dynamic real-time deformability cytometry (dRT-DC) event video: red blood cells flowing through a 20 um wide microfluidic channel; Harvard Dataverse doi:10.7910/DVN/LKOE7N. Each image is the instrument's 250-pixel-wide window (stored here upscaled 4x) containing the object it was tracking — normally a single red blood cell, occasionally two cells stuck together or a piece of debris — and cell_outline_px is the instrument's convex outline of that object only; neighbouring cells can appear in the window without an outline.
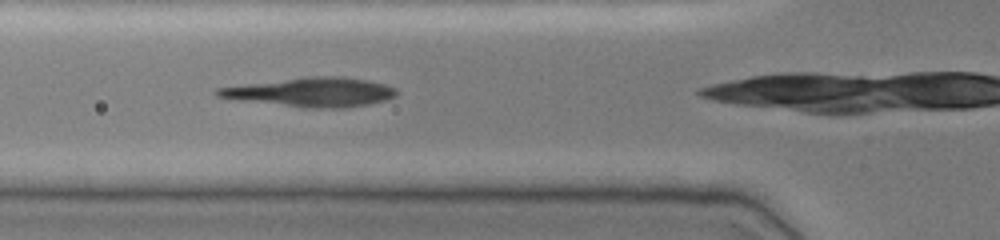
{"species": "common noctule bat (a hibernating species)", "species_latin": "Nyctalus noctula", "temperature_condition": "cold", "stored_images_in_passage": 30, "camera_frame_rate_fps": 3000, "um_per_image_px": 0.085, "animal": {"sex": "female", "body_mass_g": 19.0, "forearm_length_mm": 51.5}, "frame": {"image": 1, "passage_image": 11, "time_ms": 3.333, "image_size_px": [1000, 240], "cell_outline_px": [[396, 96], [388, 100], [368, 104], [344, 108], [304, 108], [236, 100], [216, 96], [212, 92], [216, 88], [308, 76], [344, 76], [368, 80], [384, 84], [396, 88]], "centroid_in_image_um": [26.46, 7.84], "position_along_channel_um": 99.3, "area_um2": 30.63}}
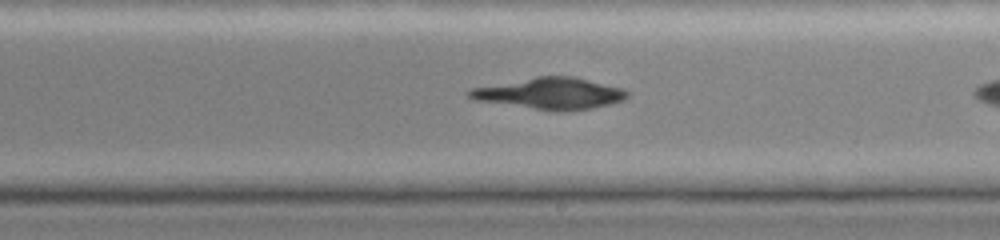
{"frame": {"image": 2, "passage_image": 22, "time_ms": 7.0, "image_size_px": [1000, 240], "cell_outline_px": [[628, 96], [624, 100], [592, 108], [536, 108], [476, 100], [468, 96], [464, 92], [472, 88], [536, 76], [572, 76], [624, 88], [628, 92]], "centroid_in_image_um": [46.77, 7.89], "position_along_channel_um": 242.2, "area_um2": 27.74}}
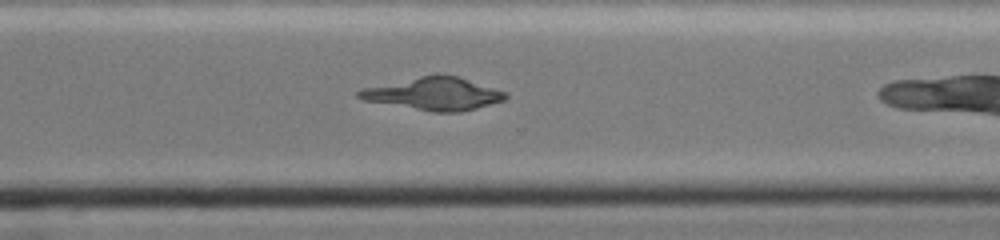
{"frame": {"image": 3, "passage_image": 29, "time_ms": 9.333, "image_size_px": [1000, 240], "cell_outline_px": [[508, 96], [504, 100], [476, 108], [460, 112], [432, 112], [364, 100], [356, 96], [356, 92], [360, 88], [436, 72], [460, 76], [508, 92]], "centroid_in_image_um": [36.88, 7.94], "position_along_channel_um": 333.7, "area_um2": 28.5}}